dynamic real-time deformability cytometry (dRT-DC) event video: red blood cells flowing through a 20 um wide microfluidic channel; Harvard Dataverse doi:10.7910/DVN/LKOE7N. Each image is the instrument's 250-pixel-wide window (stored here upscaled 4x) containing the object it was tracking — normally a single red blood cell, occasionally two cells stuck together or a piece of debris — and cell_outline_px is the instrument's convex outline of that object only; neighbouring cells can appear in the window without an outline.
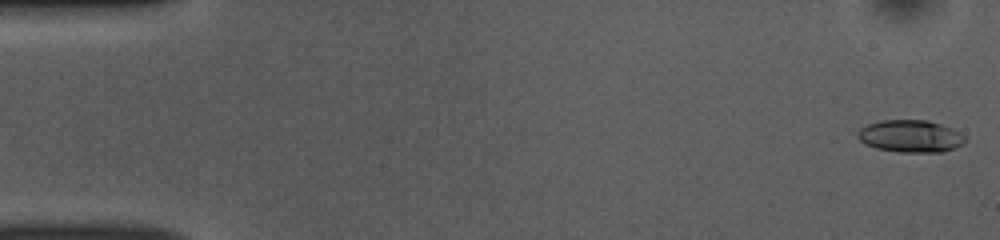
{"species": "common noctule bat (a hibernating species)", "species_latin": "Nyctalus noctula", "temperature_condition": "room temperature", "stored_images_in_passage": 10, "camera_frame_rate_fps": 3000, "um_per_image_px": 0.085, "animal": {"sex": "female", "body_mass_g": 10.0, "forearm_length_mm": 53.1}, "frame": {"image": 1, "passage_image": 1, "time_ms": 0.0, "image_size_px": [1000, 240], "cell_outline_px": [[964, 144], [944, 152], [900, 152], [876, 148], [860, 140], [856, 136], [856, 132], [860, 128], [868, 124], [880, 120], [928, 120], [952, 128], [964, 136]], "centroid_in_image_um": [77.38, 11.57], "position_along_channel_um": 7.6, "area_um2": 20.17}}